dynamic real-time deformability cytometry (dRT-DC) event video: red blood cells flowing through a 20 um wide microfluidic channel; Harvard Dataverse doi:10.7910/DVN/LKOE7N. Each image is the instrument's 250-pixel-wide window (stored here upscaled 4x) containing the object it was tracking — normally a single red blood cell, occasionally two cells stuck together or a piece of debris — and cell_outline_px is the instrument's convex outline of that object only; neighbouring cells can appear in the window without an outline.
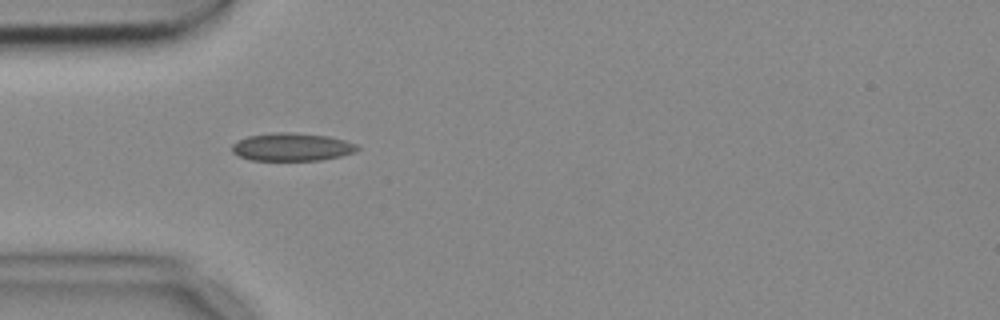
{"species": "common noctule bat (a hibernating species)", "species_latin": "Nyctalus noctula", "temperature_condition": "cold", "stored_images_in_passage": 39, "camera_frame_rate_fps": 3000, "um_per_image_px": 0.085, "animal": {"sex": "female", "body_mass_g": 18.4}, "frame": {"image": 1, "passage_image": 1, "time_ms": 0.0, "image_size_px": [1000, 320], "cell_outline_px": [[360, 148], [352, 152], [340, 156], [320, 160], [252, 160], [240, 156], [232, 152], [232, 144], [248, 136], [276, 132], [292, 132], [328, 136], [344, 140], [356, 144]], "centroid_in_image_um": [24.8, 12.49], "position_along_channel_um": 60.2, "area_um2": 20.17}}
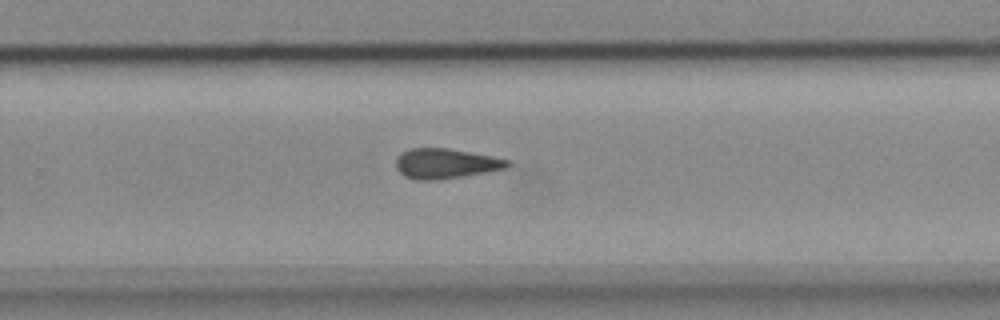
{"frame": {"image": 2, "passage_image": 20, "time_ms": 6.333, "image_size_px": [1000, 320], "cell_outline_px": [[512, 164], [504, 168], [484, 172], [440, 180], [416, 180], [404, 176], [396, 168], [396, 156], [408, 148], [448, 148], [492, 156], [512, 160]], "centroid_in_image_um": [37.85, 13.89], "position_along_channel_um": 291.9, "area_um2": 19.59}}
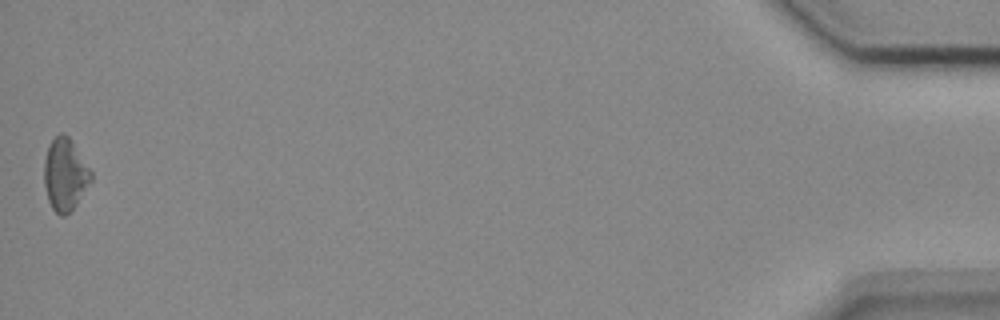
{"frame": {"image": 3, "passage_image": 39, "time_ms": 12.667, "image_size_px": [1000, 320], "cell_outline_px": [[92, 180], [76, 204], [64, 216], [60, 216], [52, 208], [48, 200], [44, 184], [44, 160], [48, 144], [60, 132], [64, 132], [68, 136], [92, 172]], "centroid_in_image_um": [5.51, 14.82], "position_along_channel_um": 429.7, "area_um2": 19.59}, "authors_computed_cell_mechanics": {"area_um2": 19.4786, "velocity_mm_per_s": 3.688, "shape_relaxation_time_tau1_ms": null, "shape_relaxation_time_tau2_ms": 4.0079, "deformation_change_tau1": null, "deformation_change_tau2": 0.1117}}